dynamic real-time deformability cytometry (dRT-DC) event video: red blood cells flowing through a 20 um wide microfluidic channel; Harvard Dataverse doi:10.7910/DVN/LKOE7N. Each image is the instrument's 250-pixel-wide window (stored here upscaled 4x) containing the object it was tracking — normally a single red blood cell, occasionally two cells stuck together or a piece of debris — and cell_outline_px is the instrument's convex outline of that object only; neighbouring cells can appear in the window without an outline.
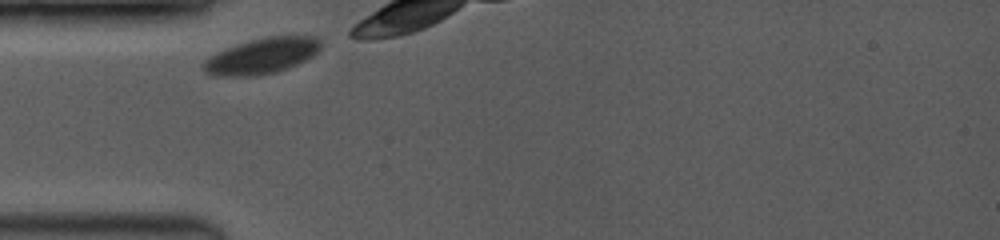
{"species": "common noctule bat (a hibernating species)", "species_latin": "Nyctalus noctula", "temperature_condition": "room temperature", "stored_images_in_passage": 15, "camera_frame_rate_fps": 3500, "um_per_image_px": 0.085, "animal": {"sex": "female", "body_mass_g": 19.0, "forearm_length_mm": 53.3}, "frame": {"image": 1, "passage_image": 1, "time_ms": 0.0, "image_size_px": [1000, 240], "cell_outline_px": [[324, 44], [312, 56], [296, 64], [276, 72], [252, 76], [212, 76], [204, 72], [200, 68], [200, 64], [204, 60], [216, 52], [248, 40], [268, 36], [316, 36]], "centroid_in_image_um": [22.2, 4.75], "position_along_channel_um": 62.8, "area_um2": 24.62}}